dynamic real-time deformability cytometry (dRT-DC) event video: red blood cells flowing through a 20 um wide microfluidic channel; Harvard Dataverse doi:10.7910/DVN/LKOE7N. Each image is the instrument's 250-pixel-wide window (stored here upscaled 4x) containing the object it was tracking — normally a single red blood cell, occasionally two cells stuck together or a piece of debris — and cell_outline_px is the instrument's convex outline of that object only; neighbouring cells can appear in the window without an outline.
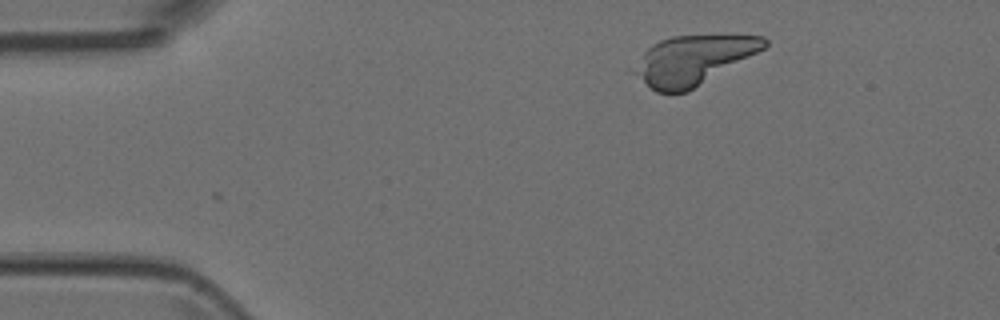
{"species": "Egyptian fruit bat (a non-hibernating species)", "species_latin": "Rousettus aegyptiacus", "temperature_condition": "room temperature", "stored_images_in_passage": 5, "camera_frame_rate_fps": 3000, "um_per_image_px": 0.085, "animal": {"sex": "female"}, "frame": {"image": 1, "passage_image": 1, "time_ms": 0.0, "image_size_px": [1000, 320], "cell_outline_px": [[768, 44], [764, 48], [688, 92], [656, 92], [636, 72], [644, 52], [652, 44], [660, 40], [672, 36], [764, 36], [768, 40]], "centroid_in_image_um": [58.98, 5.09], "position_along_channel_um": 26.0, "area_um2": 35.78}}